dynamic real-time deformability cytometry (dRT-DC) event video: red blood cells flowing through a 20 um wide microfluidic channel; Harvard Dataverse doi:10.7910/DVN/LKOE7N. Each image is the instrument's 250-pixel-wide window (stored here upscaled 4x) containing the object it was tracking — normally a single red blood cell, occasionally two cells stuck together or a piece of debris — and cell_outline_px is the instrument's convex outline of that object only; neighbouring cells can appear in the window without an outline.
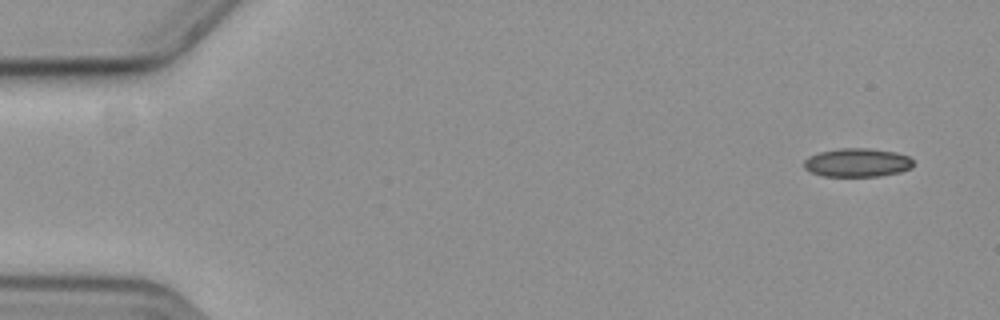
{"species": "common noctule bat (a hibernating species)", "species_latin": "Nyctalus noctula", "temperature_condition": "cold", "stored_images_in_passage": 55, "camera_frame_rate_fps": 3000, "um_per_image_px": 0.085, "animal": {"sex": "female", "body_mass_g": 19.3, "forearm_length_mm": 54.1}, "frame": {"image": 1, "passage_image": 1, "time_ms": 0.0, "image_size_px": [1000, 320], "cell_outline_px": [[912, 168], [900, 172], [880, 176], [824, 176], [812, 172], [804, 168], [804, 160], [808, 156], [820, 152], [840, 148], [868, 148], [896, 152], [908, 156], [912, 160]], "centroid_in_image_um": [72.87, 13.82], "position_along_channel_um": 12.1, "area_um2": 18.21}}
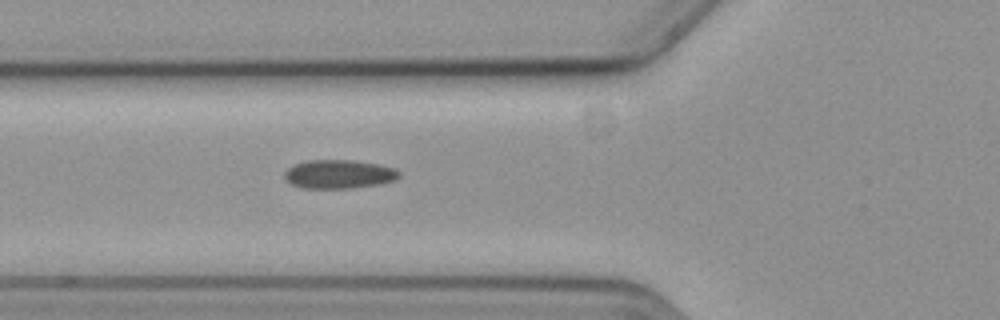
{"frame": {"image": 2, "passage_image": 19, "time_ms": 6.0, "image_size_px": [1000, 320], "cell_outline_px": [[400, 176], [396, 180], [380, 184], [352, 188], [300, 188], [284, 180], [284, 172], [288, 168], [296, 164], [308, 160], [352, 160], [380, 164], [396, 168], [400, 172]], "centroid_in_image_um": [28.83, 14.8], "position_along_channel_um": 97.0, "area_um2": 19.42}}
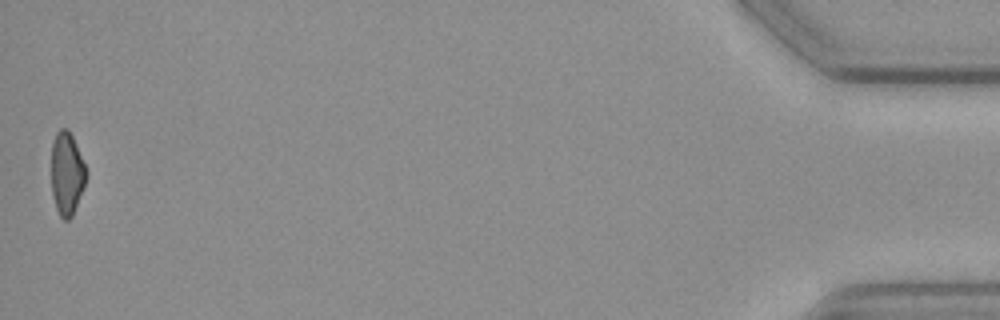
{"frame": {"image": 3, "passage_image": 55, "time_ms": 18.0, "image_size_px": [1000, 320], "cell_outline_px": [[88, 176], [72, 216], [68, 220], [64, 220], [60, 216], [56, 208], [52, 192], [52, 140], [56, 132], [60, 128], [68, 128], [72, 136], [88, 172]], "centroid_in_image_um": [5.69, 14.73], "position_along_channel_um": 429.5, "area_um2": 16.82}, "authors_computed_cell_mechanics": {"area_um2": 18.6694, "velocity_mm_per_s": 3.6012, "shape_relaxation_time_tau1_ms": null, "shape_relaxation_time_tau2_ms": 9.9366, "deformation_change_tau1": null, "deformation_change_tau2": 0.1821}}